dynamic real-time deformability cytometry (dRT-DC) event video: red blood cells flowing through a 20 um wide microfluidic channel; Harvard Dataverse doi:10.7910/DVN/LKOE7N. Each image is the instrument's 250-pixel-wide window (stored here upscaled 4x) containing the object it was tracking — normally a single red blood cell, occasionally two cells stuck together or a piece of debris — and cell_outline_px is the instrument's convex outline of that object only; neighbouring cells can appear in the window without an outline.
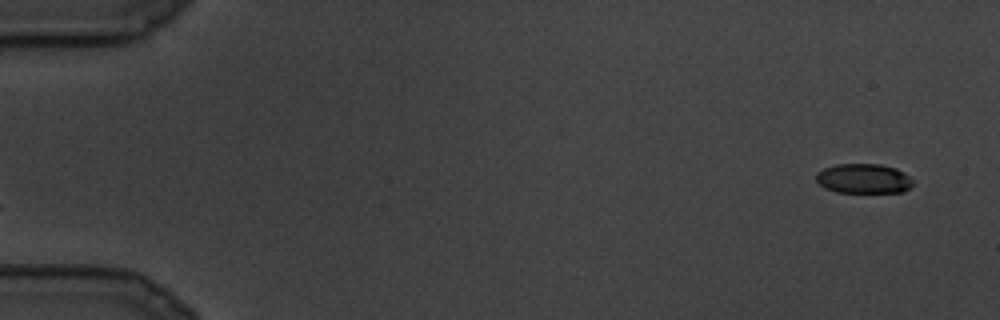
{"species": "common noctule bat (a hibernating species)", "species_latin": "Nyctalus noctula", "temperature_condition": "cold", "stored_images_in_passage": 14, "camera_frame_rate_fps": 3000, "um_per_image_px": 0.085, "animal": {"sex": "male", "body_mass_g": 19.5, "forearm_length_mm": 54.6}, "frame": {"image": 1, "passage_image": 1, "time_ms": 0.0, "image_size_px": [1000, 320], "cell_outline_px": [[912, 184], [904, 192], [836, 192], [824, 188], [816, 180], [816, 172], [824, 168], [836, 164], [880, 164], [896, 168], [904, 172], [912, 180]], "centroid_in_image_um": [73.38, 15.17], "position_along_channel_um": 11.6, "area_um2": 16.76}}
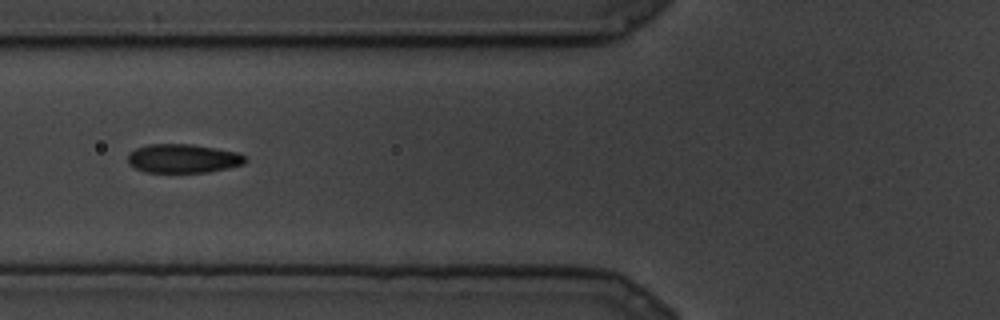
{"frame": {"image": 2, "passage_image": 10, "time_ms": 3.0, "image_size_px": [1000, 320], "cell_outline_px": [[248, 160], [244, 164], [228, 168], [208, 172], [144, 172], [132, 168], [128, 164], [128, 156], [136, 148], [152, 144], [192, 144], [240, 152]], "centroid_in_image_um": [15.58, 13.48], "position_along_channel_um": 110.2, "area_um2": 19.88}}
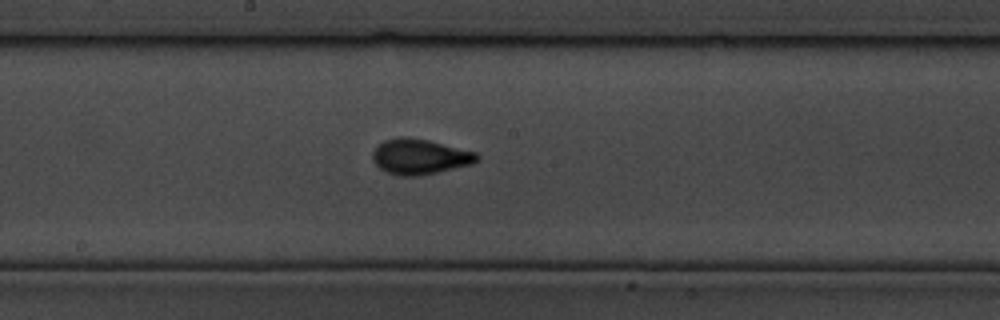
{"frame": {"image": 3, "passage_image": 14, "time_ms": 4.333, "image_size_px": [1000, 320], "cell_outline_px": [[480, 160], [472, 164], [420, 176], [404, 176], [388, 172], [380, 168], [372, 160], [372, 152], [384, 140], [400, 136], [404, 136], [428, 140], [476, 152], [480, 156]], "centroid_in_image_um": [35.7, 13.31], "position_along_channel_um": 212.5, "area_um2": 21.44}}